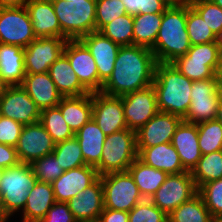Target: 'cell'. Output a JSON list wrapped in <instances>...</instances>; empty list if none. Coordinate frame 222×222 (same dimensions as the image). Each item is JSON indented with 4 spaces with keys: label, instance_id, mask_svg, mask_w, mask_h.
Wrapping results in <instances>:
<instances>
[{
    "label": "cell",
    "instance_id": "cell-4",
    "mask_svg": "<svg viewBox=\"0 0 222 222\" xmlns=\"http://www.w3.org/2000/svg\"><path fill=\"white\" fill-rule=\"evenodd\" d=\"M52 5L66 40H79L96 31V0H52Z\"/></svg>",
    "mask_w": 222,
    "mask_h": 222
},
{
    "label": "cell",
    "instance_id": "cell-17",
    "mask_svg": "<svg viewBox=\"0 0 222 222\" xmlns=\"http://www.w3.org/2000/svg\"><path fill=\"white\" fill-rule=\"evenodd\" d=\"M79 40L87 47L97 65L101 92L103 84L112 75L120 46L99 31L91 32Z\"/></svg>",
    "mask_w": 222,
    "mask_h": 222
},
{
    "label": "cell",
    "instance_id": "cell-6",
    "mask_svg": "<svg viewBox=\"0 0 222 222\" xmlns=\"http://www.w3.org/2000/svg\"><path fill=\"white\" fill-rule=\"evenodd\" d=\"M36 182L37 178L30 164L19 162L4 169L0 179V193L6 212L10 216L19 209H24L29 191Z\"/></svg>",
    "mask_w": 222,
    "mask_h": 222
},
{
    "label": "cell",
    "instance_id": "cell-15",
    "mask_svg": "<svg viewBox=\"0 0 222 222\" xmlns=\"http://www.w3.org/2000/svg\"><path fill=\"white\" fill-rule=\"evenodd\" d=\"M92 119L106 136L128 129L121 96H108L101 92H93Z\"/></svg>",
    "mask_w": 222,
    "mask_h": 222
},
{
    "label": "cell",
    "instance_id": "cell-16",
    "mask_svg": "<svg viewBox=\"0 0 222 222\" xmlns=\"http://www.w3.org/2000/svg\"><path fill=\"white\" fill-rule=\"evenodd\" d=\"M55 143L47 133L44 126L37 122L35 124L24 125L21 131L16 153L19 162L31 164L53 152Z\"/></svg>",
    "mask_w": 222,
    "mask_h": 222
},
{
    "label": "cell",
    "instance_id": "cell-9",
    "mask_svg": "<svg viewBox=\"0 0 222 222\" xmlns=\"http://www.w3.org/2000/svg\"><path fill=\"white\" fill-rule=\"evenodd\" d=\"M198 193V188L190 171L179 174H170L165 182L150 198L152 203L167 215L185 201L190 200Z\"/></svg>",
    "mask_w": 222,
    "mask_h": 222
},
{
    "label": "cell",
    "instance_id": "cell-30",
    "mask_svg": "<svg viewBox=\"0 0 222 222\" xmlns=\"http://www.w3.org/2000/svg\"><path fill=\"white\" fill-rule=\"evenodd\" d=\"M86 165L96 167L100 163L106 135L97 123L90 119L76 134Z\"/></svg>",
    "mask_w": 222,
    "mask_h": 222
},
{
    "label": "cell",
    "instance_id": "cell-60",
    "mask_svg": "<svg viewBox=\"0 0 222 222\" xmlns=\"http://www.w3.org/2000/svg\"><path fill=\"white\" fill-rule=\"evenodd\" d=\"M3 171H4V168H0V179L2 177Z\"/></svg>",
    "mask_w": 222,
    "mask_h": 222
},
{
    "label": "cell",
    "instance_id": "cell-46",
    "mask_svg": "<svg viewBox=\"0 0 222 222\" xmlns=\"http://www.w3.org/2000/svg\"><path fill=\"white\" fill-rule=\"evenodd\" d=\"M39 222H77L68 203L55 202Z\"/></svg>",
    "mask_w": 222,
    "mask_h": 222
},
{
    "label": "cell",
    "instance_id": "cell-24",
    "mask_svg": "<svg viewBox=\"0 0 222 222\" xmlns=\"http://www.w3.org/2000/svg\"><path fill=\"white\" fill-rule=\"evenodd\" d=\"M171 144L177 151L183 168L191 172L202 156L198 143L197 124L182 121L172 137Z\"/></svg>",
    "mask_w": 222,
    "mask_h": 222
},
{
    "label": "cell",
    "instance_id": "cell-56",
    "mask_svg": "<svg viewBox=\"0 0 222 222\" xmlns=\"http://www.w3.org/2000/svg\"><path fill=\"white\" fill-rule=\"evenodd\" d=\"M215 119L222 123V103H219V105H218Z\"/></svg>",
    "mask_w": 222,
    "mask_h": 222
},
{
    "label": "cell",
    "instance_id": "cell-57",
    "mask_svg": "<svg viewBox=\"0 0 222 222\" xmlns=\"http://www.w3.org/2000/svg\"><path fill=\"white\" fill-rule=\"evenodd\" d=\"M8 86L3 82L2 77L0 76V96L5 92Z\"/></svg>",
    "mask_w": 222,
    "mask_h": 222
},
{
    "label": "cell",
    "instance_id": "cell-31",
    "mask_svg": "<svg viewBox=\"0 0 222 222\" xmlns=\"http://www.w3.org/2000/svg\"><path fill=\"white\" fill-rule=\"evenodd\" d=\"M144 199H150L165 182L168 174L142 162L138 157L127 170Z\"/></svg>",
    "mask_w": 222,
    "mask_h": 222
},
{
    "label": "cell",
    "instance_id": "cell-26",
    "mask_svg": "<svg viewBox=\"0 0 222 222\" xmlns=\"http://www.w3.org/2000/svg\"><path fill=\"white\" fill-rule=\"evenodd\" d=\"M49 74L63 97H77L90 93L80 83L64 53L50 66Z\"/></svg>",
    "mask_w": 222,
    "mask_h": 222
},
{
    "label": "cell",
    "instance_id": "cell-1",
    "mask_svg": "<svg viewBox=\"0 0 222 222\" xmlns=\"http://www.w3.org/2000/svg\"><path fill=\"white\" fill-rule=\"evenodd\" d=\"M157 61L150 48L137 45L120 46L112 75L101 93L122 96L153 84Z\"/></svg>",
    "mask_w": 222,
    "mask_h": 222
},
{
    "label": "cell",
    "instance_id": "cell-45",
    "mask_svg": "<svg viewBox=\"0 0 222 222\" xmlns=\"http://www.w3.org/2000/svg\"><path fill=\"white\" fill-rule=\"evenodd\" d=\"M23 124L0 115V143L16 147Z\"/></svg>",
    "mask_w": 222,
    "mask_h": 222
},
{
    "label": "cell",
    "instance_id": "cell-58",
    "mask_svg": "<svg viewBox=\"0 0 222 222\" xmlns=\"http://www.w3.org/2000/svg\"><path fill=\"white\" fill-rule=\"evenodd\" d=\"M217 43L220 47V50H222V30L221 33L217 36Z\"/></svg>",
    "mask_w": 222,
    "mask_h": 222
},
{
    "label": "cell",
    "instance_id": "cell-48",
    "mask_svg": "<svg viewBox=\"0 0 222 222\" xmlns=\"http://www.w3.org/2000/svg\"><path fill=\"white\" fill-rule=\"evenodd\" d=\"M98 220L99 222H128V212L104 208Z\"/></svg>",
    "mask_w": 222,
    "mask_h": 222
},
{
    "label": "cell",
    "instance_id": "cell-38",
    "mask_svg": "<svg viewBox=\"0 0 222 222\" xmlns=\"http://www.w3.org/2000/svg\"><path fill=\"white\" fill-rule=\"evenodd\" d=\"M186 28L191 45L217 41V36L187 0Z\"/></svg>",
    "mask_w": 222,
    "mask_h": 222
},
{
    "label": "cell",
    "instance_id": "cell-19",
    "mask_svg": "<svg viewBox=\"0 0 222 222\" xmlns=\"http://www.w3.org/2000/svg\"><path fill=\"white\" fill-rule=\"evenodd\" d=\"M183 118L175 114L158 112L136 132L137 148H150L171 143L172 137Z\"/></svg>",
    "mask_w": 222,
    "mask_h": 222
},
{
    "label": "cell",
    "instance_id": "cell-44",
    "mask_svg": "<svg viewBox=\"0 0 222 222\" xmlns=\"http://www.w3.org/2000/svg\"><path fill=\"white\" fill-rule=\"evenodd\" d=\"M96 31L104 25L123 16L126 8L122 0H96Z\"/></svg>",
    "mask_w": 222,
    "mask_h": 222
},
{
    "label": "cell",
    "instance_id": "cell-29",
    "mask_svg": "<svg viewBox=\"0 0 222 222\" xmlns=\"http://www.w3.org/2000/svg\"><path fill=\"white\" fill-rule=\"evenodd\" d=\"M57 107L67 125L76 134L92 119V93L77 97H63Z\"/></svg>",
    "mask_w": 222,
    "mask_h": 222
},
{
    "label": "cell",
    "instance_id": "cell-59",
    "mask_svg": "<svg viewBox=\"0 0 222 222\" xmlns=\"http://www.w3.org/2000/svg\"><path fill=\"white\" fill-rule=\"evenodd\" d=\"M214 4L222 8V0H211Z\"/></svg>",
    "mask_w": 222,
    "mask_h": 222
},
{
    "label": "cell",
    "instance_id": "cell-39",
    "mask_svg": "<svg viewBox=\"0 0 222 222\" xmlns=\"http://www.w3.org/2000/svg\"><path fill=\"white\" fill-rule=\"evenodd\" d=\"M52 153L64 171L86 165L82 150L75 136L71 139L56 143Z\"/></svg>",
    "mask_w": 222,
    "mask_h": 222
},
{
    "label": "cell",
    "instance_id": "cell-47",
    "mask_svg": "<svg viewBox=\"0 0 222 222\" xmlns=\"http://www.w3.org/2000/svg\"><path fill=\"white\" fill-rule=\"evenodd\" d=\"M19 163L16 147L0 143V168H8Z\"/></svg>",
    "mask_w": 222,
    "mask_h": 222
},
{
    "label": "cell",
    "instance_id": "cell-35",
    "mask_svg": "<svg viewBox=\"0 0 222 222\" xmlns=\"http://www.w3.org/2000/svg\"><path fill=\"white\" fill-rule=\"evenodd\" d=\"M40 123L44 126L53 142L59 143L75 136L58 107L41 110Z\"/></svg>",
    "mask_w": 222,
    "mask_h": 222
},
{
    "label": "cell",
    "instance_id": "cell-55",
    "mask_svg": "<svg viewBox=\"0 0 222 222\" xmlns=\"http://www.w3.org/2000/svg\"><path fill=\"white\" fill-rule=\"evenodd\" d=\"M162 1L165 2L168 6H175L185 2L186 0H162Z\"/></svg>",
    "mask_w": 222,
    "mask_h": 222
},
{
    "label": "cell",
    "instance_id": "cell-28",
    "mask_svg": "<svg viewBox=\"0 0 222 222\" xmlns=\"http://www.w3.org/2000/svg\"><path fill=\"white\" fill-rule=\"evenodd\" d=\"M26 75L24 49L0 43V76L7 86H20Z\"/></svg>",
    "mask_w": 222,
    "mask_h": 222
},
{
    "label": "cell",
    "instance_id": "cell-53",
    "mask_svg": "<svg viewBox=\"0 0 222 222\" xmlns=\"http://www.w3.org/2000/svg\"><path fill=\"white\" fill-rule=\"evenodd\" d=\"M217 80H222V50L220 51L219 64L216 71Z\"/></svg>",
    "mask_w": 222,
    "mask_h": 222
},
{
    "label": "cell",
    "instance_id": "cell-22",
    "mask_svg": "<svg viewBox=\"0 0 222 222\" xmlns=\"http://www.w3.org/2000/svg\"><path fill=\"white\" fill-rule=\"evenodd\" d=\"M25 7L29 13L33 31L37 38H63V32L55 14L52 0H28Z\"/></svg>",
    "mask_w": 222,
    "mask_h": 222
},
{
    "label": "cell",
    "instance_id": "cell-7",
    "mask_svg": "<svg viewBox=\"0 0 222 222\" xmlns=\"http://www.w3.org/2000/svg\"><path fill=\"white\" fill-rule=\"evenodd\" d=\"M220 51L217 41L191 45L187 53L172 64L191 81L212 79L216 76Z\"/></svg>",
    "mask_w": 222,
    "mask_h": 222
},
{
    "label": "cell",
    "instance_id": "cell-51",
    "mask_svg": "<svg viewBox=\"0 0 222 222\" xmlns=\"http://www.w3.org/2000/svg\"><path fill=\"white\" fill-rule=\"evenodd\" d=\"M28 0H0V7H24Z\"/></svg>",
    "mask_w": 222,
    "mask_h": 222
},
{
    "label": "cell",
    "instance_id": "cell-20",
    "mask_svg": "<svg viewBox=\"0 0 222 222\" xmlns=\"http://www.w3.org/2000/svg\"><path fill=\"white\" fill-rule=\"evenodd\" d=\"M98 178L97 169L89 165L64 171L58 179L51 183L56 202L67 203L79 192L92 185Z\"/></svg>",
    "mask_w": 222,
    "mask_h": 222
},
{
    "label": "cell",
    "instance_id": "cell-10",
    "mask_svg": "<svg viewBox=\"0 0 222 222\" xmlns=\"http://www.w3.org/2000/svg\"><path fill=\"white\" fill-rule=\"evenodd\" d=\"M37 37L26 7H0V43L25 49Z\"/></svg>",
    "mask_w": 222,
    "mask_h": 222
},
{
    "label": "cell",
    "instance_id": "cell-23",
    "mask_svg": "<svg viewBox=\"0 0 222 222\" xmlns=\"http://www.w3.org/2000/svg\"><path fill=\"white\" fill-rule=\"evenodd\" d=\"M21 87L41 110L57 107L63 96L59 93L49 72L26 74Z\"/></svg>",
    "mask_w": 222,
    "mask_h": 222
},
{
    "label": "cell",
    "instance_id": "cell-18",
    "mask_svg": "<svg viewBox=\"0 0 222 222\" xmlns=\"http://www.w3.org/2000/svg\"><path fill=\"white\" fill-rule=\"evenodd\" d=\"M63 53L80 83L90 92H99V75L94 58L80 40H67Z\"/></svg>",
    "mask_w": 222,
    "mask_h": 222
},
{
    "label": "cell",
    "instance_id": "cell-50",
    "mask_svg": "<svg viewBox=\"0 0 222 222\" xmlns=\"http://www.w3.org/2000/svg\"><path fill=\"white\" fill-rule=\"evenodd\" d=\"M122 2L125 5L127 14H140V8H142L143 0H122Z\"/></svg>",
    "mask_w": 222,
    "mask_h": 222
},
{
    "label": "cell",
    "instance_id": "cell-37",
    "mask_svg": "<svg viewBox=\"0 0 222 222\" xmlns=\"http://www.w3.org/2000/svg\"><path fill=\"white\" fill-rule=\"evenodd\" d=\"M198 143L202 155L222 150V123L216 119L197 124Z\"/></svg>",
    "mask_w": 222,
    "mask_h": 222
},
{
    "label": "cell",
    "instance_id": "cell-5",
    "mask_svg": "<svg viewBox=\"0 0 222 222\" xmlns=\"http://www.w3.org/2000/svg\"><path fill=\"white\" fill-rule=\"evenodd\" d=\"M138 157L136 132L124 129L107 135L100 163L95 167L99 176L127 171Z\"/></svg>",
    "mask_w": 222,
    "mask_h": 222
},
{
    "label": "cell",
    "instance_id": "cell-42",
    "mask_svg": "<svg viewBox=\"0 0 222 222\" xmlns=\"http://www.w3.org/2000/svg\"><path fill=\"white\" fill-rule=\"evenodd\" d=\"M188 2L202 16L213 33L218 36L222 30V8L211 0H188Z\"/></svg>",
    "mask_w": 222,
    "mask_h": 222
},
{
    "label": "cell",
    "instance_id": "cell-21",
    "mask_svg": "<svg viewBox=\"0 0 222 222\" xmlns=\"http://www.w3.org/2000/svg\"><path fill=\"white\" fill-rule=\"evenodd\" d=\"M67 203L77 222L98 220L104 209L101 178L99 177L92 185L79 192Z\"/></svg>",
    "mask_w": 222,
    "mask_h": 222
},
{
    "label": "cell",
    "instance_id": "cell-62",
    "mask_svg": "<svg viewBox=\"0 0 222 222\" xmlns=\"http://www.w3.org/2000/svg\"><path fill=\"white\" fill-rule=\"evenodd\" d=\"M64 1H66V2L69 1L70 2V1H84V0H64Z\"/></svg>",
    "mask_w": 222,
    "mask_h": 222
},
{
    "label": "cell",
    "instance_id": "cell-32",
    "mask_svg": "<svg viewBox=\"0 0 222 222\" xmlns=\"http://www.w3.org/2000/svg\"><path fill=\"white\" fill-rule=\"evenodd\" d=\"M163 13L133 15V45L152 48L161 26Z\"/></svg>",
    "mask_w": 222,
    "mask_h": 222
},
{
    "label": "cell",
    "instance_id": "cell-36",
    "mask_svg": "<svg viewBox=\"0 0 222 222\" xmlns=\"http://www.w3.org/2000/svg\"><path fill=\"white\" fill-rule=\"evenodd\" d=\"M133 15L119 16L104 25L99 32L119 46L133 45Z\"/></svg>",
    "mask_w": 222,
    "mask_h": 222
},
{
    "label": "cell",
    "instance_id": "cell-3",
    "mask_svg": "<svg viewBox=\"0 0 222 222\" xmlns=\"http://www.w3.org/2000/svg\"><path fill=\"white\" fill-rule=\"evenodd\" d=\"M192 83L172 63H157L152 85L159 111L184 118L191 105Z\"/></svg>",
    "mask_w": 222,
    "mask_h": 222
},
{
    "label": "cell",
    "instance_id": "cell-33",
    "mask_svg": "<svg viewBox=\"0 0 222 222\" xmlns=\"http://www.w3.org/2000/svg\"><path fill=\"white\" fill-rule=\"evenodd\" d=\"M168 222H216L199 193L185 201L170 214Z\"/></svg>",
    "mask_w": 222,
    "mask_h": 222
},
{
    "label": "cell",
    "instance_id": "cell-14",
    "mask_svg": "<svg viewBox=\"0 0 222 222\" xmlns=\"http://www.w3.org/2000/svg\"><path fill=\"white\" fill-rule=\"evenodd\" d=\"M0 115L23 125L40 122L41 111L20 86H8L0 96Z\"/></svg>",
    "mask_w": 222,
    "mask_h": 222
},
{
    "label": "cell",
    "instance_id": "cell-27",
    "mask_svg": "<svg viewBox=\"0 0 222 222\" xmlns=\"http://www.w3.org/2000/svg\"><path fill=\"white\" fill-rule=\"evenodd\" d=\"M56 202L51 183L37 181L26 198L23 222H39Z\"/></svg>",
    "mask_w": 222,
    "mask_h": 222
},
{
    "label": "cell",
    "instance_id": "cell-52",
    "mask_svg": "<svg viewBox=\"0 0 222 222\" xmlns=\"http://www.w3.org/2000/svg\"><path fill=\"white\" fill-rule=\"evenodd\" d=\"M9 217L10 215L6 212V209L3 203V197H2V194L0 193V222H7Z\"/></svg>",
    "mask_w": 222,
    "mask_h": 222
},
{
    "label": "cell",
    "instance_id": "cell-13",
    "mask_svg": "<svg viewBox=\"0 0 222 222\" xmlns=\"http://www.w3.org/2000/svg\"><path fill=\"white\" fill-rule=\"evenodd\" d=\"M67 40L59 37L34 39L24 49L26 74L49 72L50 66L63 53Z\"/></svg>",
    "mask_w": 222,
    "mask_h": 222
},
{
    "label": "cell",
    "instance_id": "cell-2",
    "mask_svg": "<svg viewBox=\"0 0 222 222\" xmlns=\"http://www.w3.org/2000/svg\"><path fill=\"white\" fill-rule=\"evenodd\" d=\"M187 0L169 6L162 15V22L154 46L151 48L157 63H172L191 48L186 28Z\"/></svg>",
    "mask_w": 222,
    "mask_h": 222
},
{
    "label": "cell",
    "instance_id": "cell-41",
    "mask_svg": "<svg viewBox=\"0 0 222 222\" xmlns=\"http://www.w3.org/2000/svg\"><path fill=\"white\" fill-rule=\"evenodd\" d=\"M30 165L34 176L40 182L52 183L64 172L53 153L36 159Z\"/></svg>",
    "mask_w": 222,
    "mask_h": 222
},
{
    "label": "cell",
    "instance_id": "cell-12",
    "mask_svg": "<svg viewBox=\"0 0 222 222\" xmlns=\"http://www.w3.org/2000/svg\"><path fill=\"white\" fill-rule=\"evenodd\" d=\"M217 78L193 81L191 105L183 121L199 124L216 118L219 105L216 94Z\"/></svg>",
    "mask_w": 222,
    "mask_h": 222
},
{
    "label": "cell",
    "instance_id": "cell-34",
    "mask_svg": "<svg viewBox=\"0 0 222 222\" xmlns=\"http://www.w3.org/2000/svg\"><path fill=\"white\" fill-rule=\"evenodd\" d=\"M196 187L222 178V150L202 155L191 171Z\"/></svg>",
    "mask_w": 222,
    "mask_h": 222
},
{
    "label": "cell",
    "instance_id": "cell-11",
    "mask_svg": "<svg viewBox=\"0 0 222 222\" xmlns=\"http://www.w3.org/2000/svg\"><path fill=\"white\" fill-rule=\"evenodd\" d=\"M128 129L137 132L158 112L153 85L121 96Z\"/></svg>",
    "mask_w": 222,
    "mask_h": 222
},
{
    "label": "cell",
    "instance_id": "cell-49",
    "mask_svg": "<svg viewBox=\"0 0 222 222\" xmlns=\"http://www.w3.org/2000/svg\"><path fill=\"white\" fill-rule=\"evenodd\" d=\"M168 7L162 0H143L140 14L163 13Z\"/></svg>",
    "mask_w": 222,
    "mask_h": 222
},
{
    "label": "cell",
    "instance_id": "cell-25",
    "mask_svg": "<svg viewBox=\"0 0 222 222\" xmlns=\"http://www.w3.org/2000/svg\"><path fill=\"white\" fill-rule=\"evenodd\" d=\"M138 158L155 169L168 175L183 173L180 157L171 143H164L150 148H137Z\"/></svg>",
    "mask_w": 222,
    "mask_h": 222
},
{
    "label": "cell",
    "instance_id": "cell-8",
    "mask_svg": "<svg viewBox=\"0 0 222 222\" xmlns=\"http://www.w3.org/2000/svg\"><path fill=\"white\" fill-rule=\"evenodd\" d=\"M103 186L104 208L130 212L144 200L128 171L99 176Z\"/></svg>",
    "mask_w": 222,
    "mask_h": 222
},
{
    "label": "cell",
    "instance_id": "cell-43",
    "mask_svg": "<svg viewBox=\"0 0 222 222\" xmlns=\"http://www.w3.org/2000/svg\"><path fill=\"white\" fill-rule=\"evenodd\" d=\"M128 222H168V215L150 199H144L128 212Z\"/></svg>",
    "mask_w": 222,
    "mask_h": 222
},
{
    "label": "cell",
    "instance_id": "cell-54",
    "mask_svg": "<svg viewBox=\"0 0 222 222\" xmlns=\"http://www.w3.org/2000/svg\"><path fill=\"white\" fill-rule=\"evenodd\" d=\"M216 94H217L219 103H222V80H217Z\"/></svg>",
    "mask_w": 222,
    "mask_h": 222
},
{
    "label": "cell",
    "instance_id": "cell-40",
    "mask_svg": "<svg viewBox=\"0 0 222 222\" xmlns=\"http://www.w3.org/2000/svg\"><path fill=\"white\" fill-rule=\"evenodd\" d=\"M198 193L216 221L222 220V178L203 184Z\"/></svg>",
    "mask_w": 222,
    "mask_h": 222
},
{
    "label": "cell",
    "instance_id": "cell-61",
    "mask_svg": "<svg viewBox=\"0 0 222 222\" xmlns=\"http://www.w3.org/2000/svg\"><path fill=\"white\" fill-rule=\"evenodd\" d=\"M78 222H99V220H93V221H78Z\"/></svg>",
    "mask_w": 222,
    "mask_h": 222
}]
</instances>
